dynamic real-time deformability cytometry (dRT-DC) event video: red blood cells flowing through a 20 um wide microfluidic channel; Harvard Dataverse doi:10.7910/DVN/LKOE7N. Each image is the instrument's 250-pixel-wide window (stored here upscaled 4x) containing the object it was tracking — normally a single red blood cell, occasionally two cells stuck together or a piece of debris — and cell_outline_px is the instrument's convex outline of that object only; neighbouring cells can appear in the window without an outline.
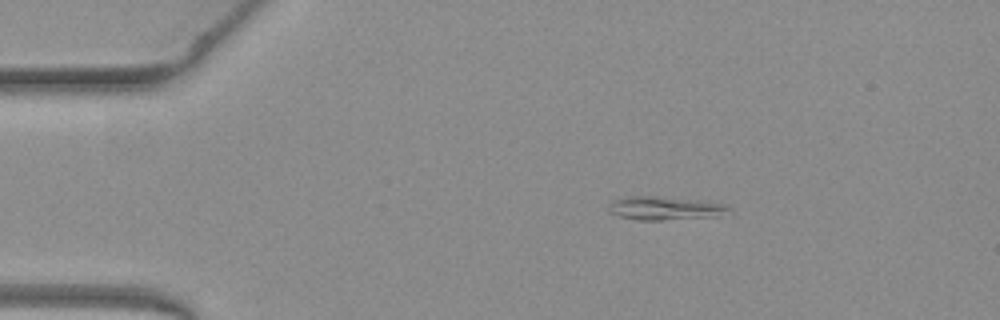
{"species": "common noctule bat (a hibernating species)", "species_latin": "Nyctalus noctula", "temperature_condition": "warm", "stored_images_in_passage": 43, "camera_frame_rate_fps": 3000, "um_per_image_px": 0.085, "animal": {"sex": "female", "body_mass_g": 19.3, "forearm_length_mm": 54.1}, "frame": {"image": 1, "passage_image": 1, "time_ms": 0.0, "image_size_px": [1000, 320], "cell_outline_px": [[732, 216], [664, 220], [640, 220], [620, 216], [608, 212], [608, 204], [612, 200], [628, 196], [656, 196], [700, 200], [728, 204], [732, 212]], "centroid_in_image_um": [56.65, 17.71], "position_along_channel_um": 28.3, "area_um2": 17.11}}
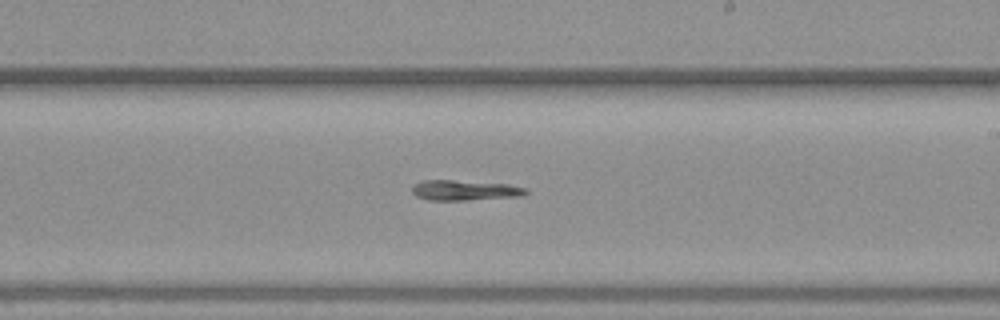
{"frame": {"image": 2, "passage_image": 22, "time_ms": 7.0, "image_size_px": [1000, 320], "cell_outline_px": [[528, 192], [520, 196], [464, 200], [428, 200], [416, 196], [412, 192], [412, 184], [424, 180], [452, 180], [508, 184], [528, 188]], "centroid_in_image_um": [39.48, 16.17], "position_along_channel_um": 249.5, "area_um2": 13.41}}
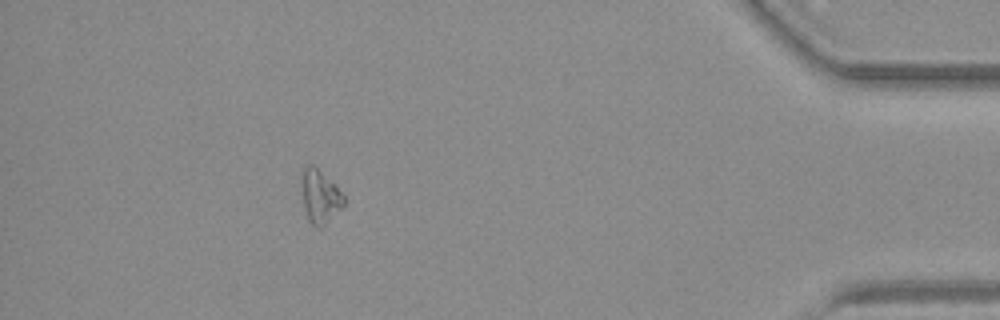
{"frame": {"image": 3, "passage_image": 38, "time_ms": 12.333, "image_size_px": [1000, 320], "cell_outline_px": [[344, 204], [320, 228], [316, 228], [308, 220], [304, 208], [300, 176], [304, 164], [312, 164], [336, 184], [344, 196]], "centroid_in_image_um": [27.16, 16.64], "position_along_channel_um": 408.0, "area_um2": 13.18}}